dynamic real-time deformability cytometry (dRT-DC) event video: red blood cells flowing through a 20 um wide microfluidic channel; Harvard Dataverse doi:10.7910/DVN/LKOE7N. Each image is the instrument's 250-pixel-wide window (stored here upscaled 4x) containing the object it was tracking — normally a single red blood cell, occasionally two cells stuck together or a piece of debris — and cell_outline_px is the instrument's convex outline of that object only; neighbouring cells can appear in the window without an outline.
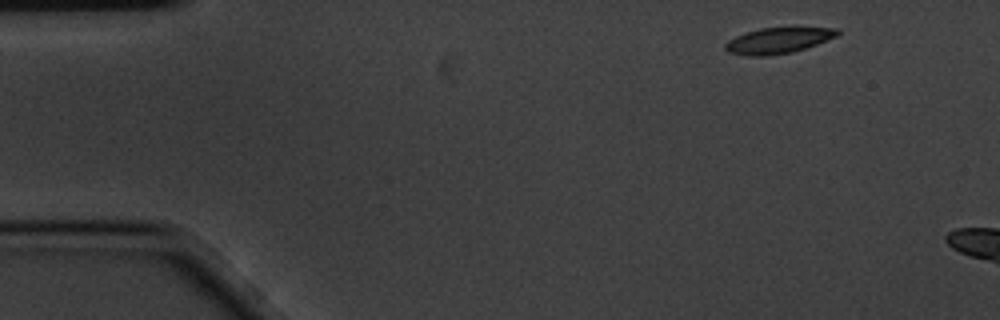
{"species": "common noctule bat (a hibernating species)", "species_latin": "Nyctalus noctula", "temperature_condition": "cold", "stored_images_in_passage": 4, "camera_frame_rate_fps": 3000, "um_per_image_px": 0.085, "animal": {"sex": "male", "body_mass_g": 20.1, "forearm_length_mm": 53.5}, "frame": {"image": 1, "passage_image": 1, "time_ms": 0.0, "image_size_px": [1000, 320], "cell_outline_px": [[840, 32], [836, 36], [816, 44], [792, 52], [768, 56], [748, 56], [728, 52], [724, 48], [724, 44], [728, 40], [736, 36], [760, 28], [792, 24], [840, 28]], "centroid_in_image_um": [66.21, 3.38], "position_along_channel_um": 18.8, "area_um2": 17.8}}